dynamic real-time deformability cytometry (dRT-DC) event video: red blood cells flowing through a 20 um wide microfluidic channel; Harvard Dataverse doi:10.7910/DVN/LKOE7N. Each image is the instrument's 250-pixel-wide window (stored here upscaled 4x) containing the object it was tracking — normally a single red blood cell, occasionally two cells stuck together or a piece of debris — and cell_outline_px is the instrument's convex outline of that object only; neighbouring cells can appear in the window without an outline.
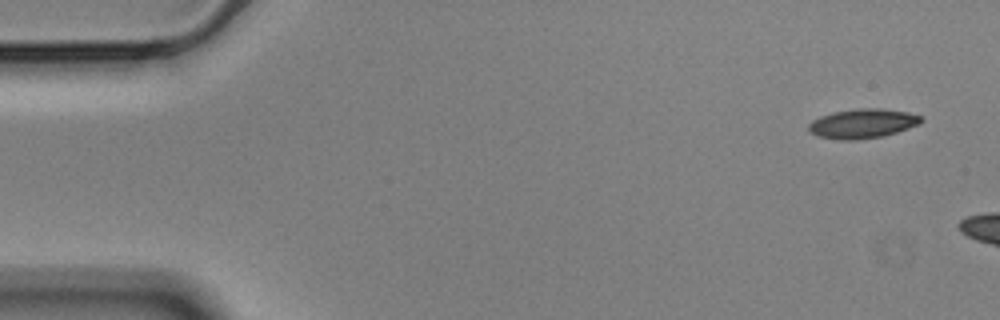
{"species": "Egyptian fruit bat (a non-hibernating species)", "species_latin": "Rousettus aegyptiacus", "temperature_condition": "cold", "stored_images_in_passage": 5, "camera_frame_rate_fps": 3000, "um_per_image_px": 0.085, "animal": {"sex": "male"}, "frame": {"image": 1, "passage_image": 1, "time_ms": 0.0, "image_size_px": [1000, 320], "cell_outline_px": [[924, 120], [920, 124], [884, 136], [856, 140], [840, 140], [816, 136], [808, 132], [808, 124], [812, 120], [820, 116], [832, 112], [860, 108], [880, 108], [908, 112], [920, 116]], "centroid_in_image_um": [73.29, 10.51], "position_along_channel_um": 11.7, "area_um2": 19.48}}